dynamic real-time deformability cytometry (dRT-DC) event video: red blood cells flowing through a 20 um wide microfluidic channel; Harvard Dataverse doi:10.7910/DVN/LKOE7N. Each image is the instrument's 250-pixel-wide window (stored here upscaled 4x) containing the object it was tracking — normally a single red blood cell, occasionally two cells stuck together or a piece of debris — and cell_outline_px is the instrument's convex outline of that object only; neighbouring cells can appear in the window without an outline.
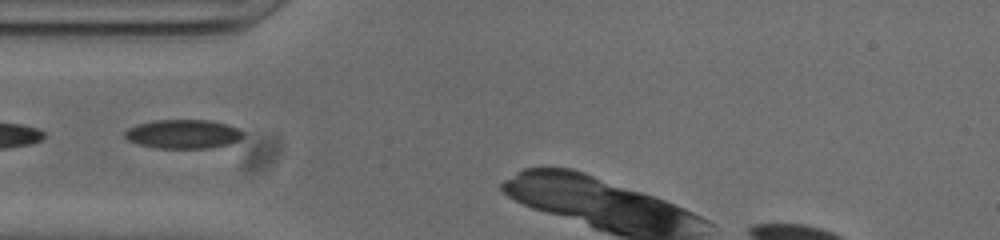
{"species": "common noctule bat (a hibernating species)", "species_latin": "Nyctalus noctula", "temperature_condition": "cold", "stored_images_in_passage": 27, "camera_frame_rate_fps": 3000, "um_per_image_px": 0.085, "animal": {"sex": "male", "body_mass_g": 20.0, "forearm_length_mm": 53.3}, "frame": {"image": 1, "passage_image": 1, "time_ms": 0.0, "image_size_px": [1000, 240], "cell_outline_px": [[244, 136], [240, 140], [232, 144], [208, 148], [156, 148], [140, 144], [128, 140], [124, 136], [124, 132], [128, 128], [136, 124], [152, 120], [208, 120], [228, 124], [240, 128], [244, 132]], "centroid_in_image_um": [15.62, 11.39], "position_along_channel_um": 69.4, "area_um2": 20.29}}